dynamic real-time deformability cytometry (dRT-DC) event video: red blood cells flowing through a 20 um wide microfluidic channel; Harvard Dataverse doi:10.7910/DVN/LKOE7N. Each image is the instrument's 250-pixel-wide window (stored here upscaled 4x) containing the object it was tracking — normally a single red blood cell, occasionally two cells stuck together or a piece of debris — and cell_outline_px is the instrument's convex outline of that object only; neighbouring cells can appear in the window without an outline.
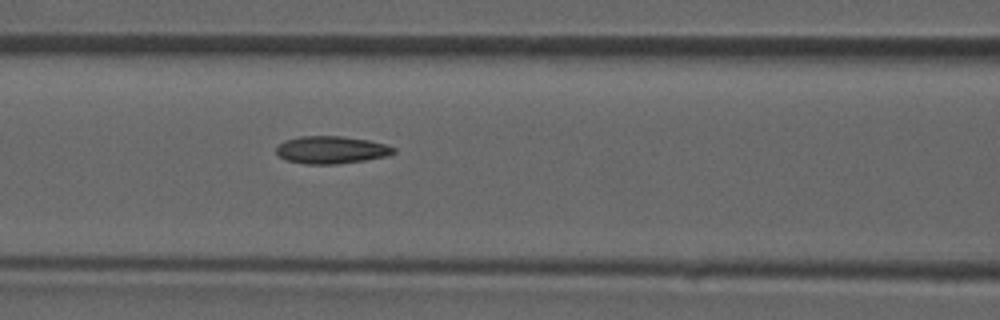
{"species": "common noctule bat (a hibernating species)", "species_latin": "Nyctalus noctula", "temperature_condition": "room temperature", "stored_images_in_passage": 45, "camera_frame_rate_fps": 3000, "um_per_image_px": 0.085, "animal": {"sex": "male", "forearm_length_mm": 52.5}, "frame": {"image": 1, "passage_image": 19, "time_ms": 6.0, "image_size_px": [1000, 320], "cell_outline_px": [[396, 152], [388, 156], [364, 160], [336, 164], [304, 164], [284, 160], [276, 152], [276, 148], [284, 140], [300, 136], [344, 136], [368, 140], [388, 144], [396, 148]], "centroid_in_image_um": [28.18, 12.74], "position_along_channel_um": 138.4, "area_um2": 19.02}}